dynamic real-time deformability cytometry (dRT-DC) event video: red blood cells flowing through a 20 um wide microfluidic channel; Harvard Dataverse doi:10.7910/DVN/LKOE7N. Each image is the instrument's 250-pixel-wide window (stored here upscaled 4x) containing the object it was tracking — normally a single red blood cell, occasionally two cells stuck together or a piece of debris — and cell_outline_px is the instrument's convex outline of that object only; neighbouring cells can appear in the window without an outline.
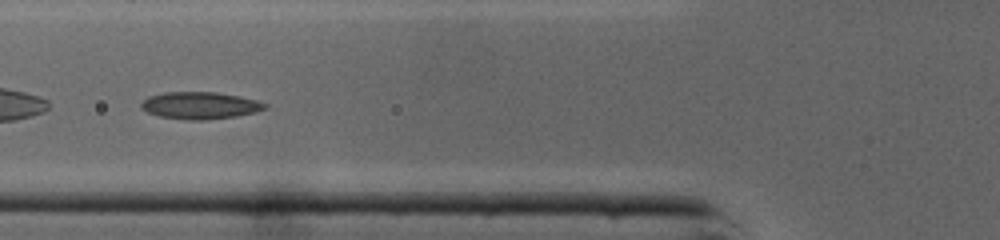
{"species": "common noctule bat (a hibernating species)", "species_latin": "Nyctalus noctula", "temperature_condition": "cold", "stored_images_in_passage": 28, "camera_frame_rate_fps": 3000, "um_per_image_px": 0.085, "animal": {"sex": "male", "body_mass_g": 19.0, "forearm_length_mm": 50.8}, "frame": {"image": 1, "passage_image": 5, "time_ms": 1.333, "image_size_px": [1000, 240], "cell_outline_px": [[268, 108], [256, 112], [236, 116], [204, 120], [188, 120], [160, 116], [148, 112], [140, 108], [140, 104], [148, 96], [164, 92], [216, 92], [240, 96], [256, 100], [268, 104]], "centroid_in_image_um": [17.02, 8.96], "position_along_channel_um": 108.8, "area_um2": 19.59}}
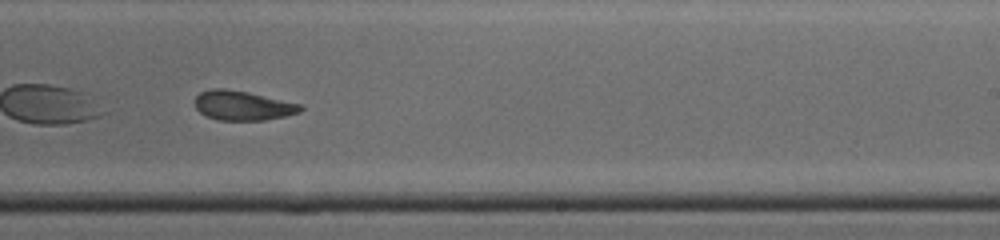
{"frame": {"image": 2, "passage_image": 16, "time_ms": 5.0, "image_size_px": [1000, 240], "cell_outline_px": [[304, 108], [300, 112], [284, 116], [264, 120], [216, 120], [204, 116], [196, 108], [196, 96], [200, 92], [212, 88], [224, 88], [248, 92], [304, 104]], "centroid_in_image_um": [20.65, 8.97], "position_along_channel_um": 268.4, "area_um2": 18.32}, "authors_computed_cell_mechanics": {"area_um2": 18.7272, "velocity_mm_per_s": 4.3656, "shape_relaxation_time_tau1_ms": null, "shape_relaxation_time_tau2_ms": 2.8089, "deformation_change_tau1": null, "deformation_change_tau2": 0.092}}